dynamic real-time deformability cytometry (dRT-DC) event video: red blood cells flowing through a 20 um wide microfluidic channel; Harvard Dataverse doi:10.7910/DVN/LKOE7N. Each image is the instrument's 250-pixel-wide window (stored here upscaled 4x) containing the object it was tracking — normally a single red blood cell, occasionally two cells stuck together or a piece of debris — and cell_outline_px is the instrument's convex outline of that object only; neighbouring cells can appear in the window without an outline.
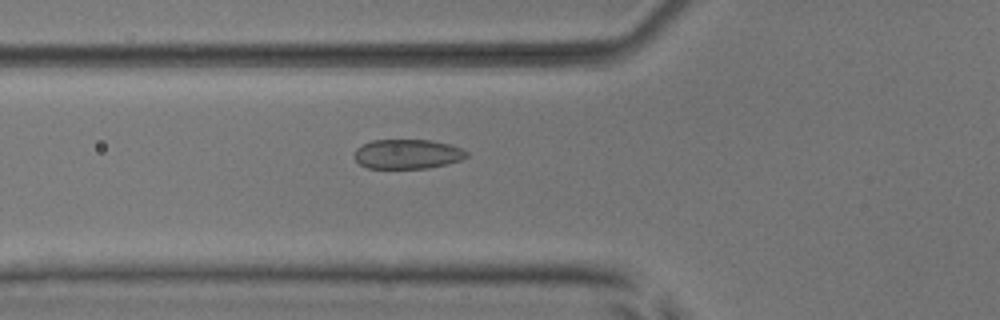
{"species": "common noctule bat (a hibernating species)", "species_latin": "Nyctalus noctula", "temperature_condition": "room temperature", "stored_images_in_passage": 54, "camera_frame_rate_fps": 3000, "um_per_image_px": 0.085, "animal": {"sex": "male", "body_mass_g": 17.9, "forearm_length_mm": 54.2}, "frame": {"image": 1, "passage_image": 20, "time_ms": 6.333, "image_size_px": [1000, 320], "cell_outline_px": [[468, 156], [460, 160], [448, 164], [428, 168], [368, 168], [360, 164], [352, 156], [356, 148], [372, 140], [432, 140], [448, 144], [460, 148], [468, 152]], "centroid_in_image_um": [34.62, 13.1], "position_along_channel_um": 91.2, "area_um2": 19.36}}
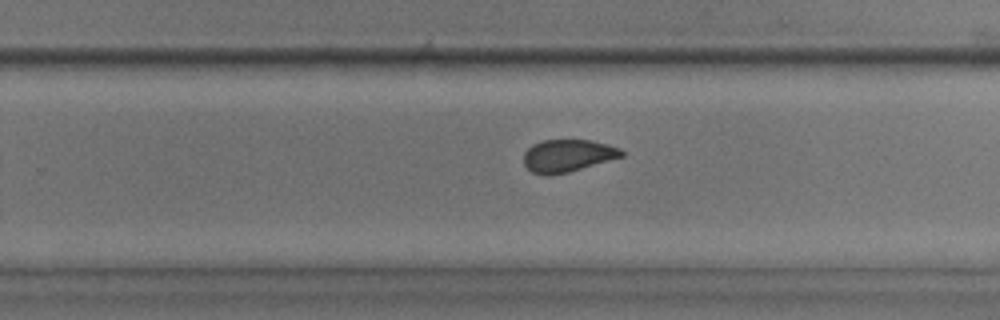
{"frame": {"image": 2, "passage_image": 35, "time_ms": 11.333, "image_size_px": [1000, 320], "cell_outline_px": [[624, 156], [568, 172], [548, 176], [544, 176], [532, 172], [524, 164], [524, 152], [532, 144], [544, 140], [588, 140], [608, 144], [620, 148], [624, 152]], "centroid_in_image_um": [48.24, 13.23], "position_along_channel_um": 281.6, "area_um2": 18.5}}
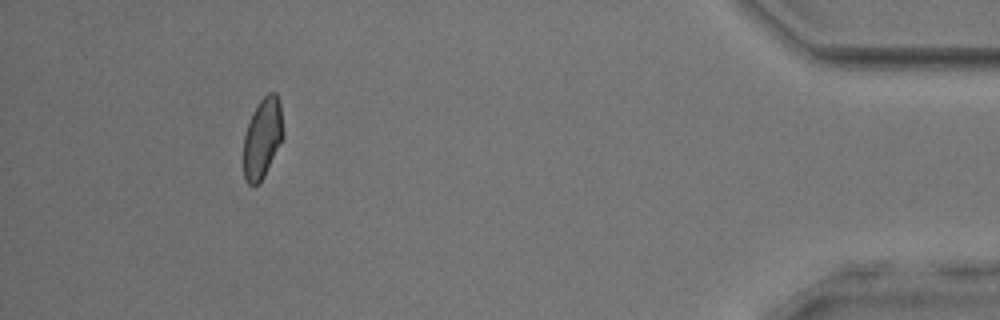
{"frame": {"image": 3, "passage_image": 50, "time_ms": 16.333, "image_size_px": [1000, 320], "cell_outline_px": [[284, 136], [264, 176], [256, 184], [248, 184], [244, 176], [244, 136], [252, 112], [260, 100], [268, 92], [276, 92], [280, 100], [284, 132]], "centroid_in_image_um": [22.33, 11.67], "position_along_channel_um": 412.9, "area_um2": 18.5}, "authors_computed_cell_mechanics": {"area_um2": 19.2474, "velocity_mm_per_s": 3.8198, "shape_relaxation_time_tau1_ms": 8.6631, "shape_relaxation_time_tau2_ms": 0.9104, "deformation_change_tau1": 0.1412, "deformation_change_tau2": 0.055}}